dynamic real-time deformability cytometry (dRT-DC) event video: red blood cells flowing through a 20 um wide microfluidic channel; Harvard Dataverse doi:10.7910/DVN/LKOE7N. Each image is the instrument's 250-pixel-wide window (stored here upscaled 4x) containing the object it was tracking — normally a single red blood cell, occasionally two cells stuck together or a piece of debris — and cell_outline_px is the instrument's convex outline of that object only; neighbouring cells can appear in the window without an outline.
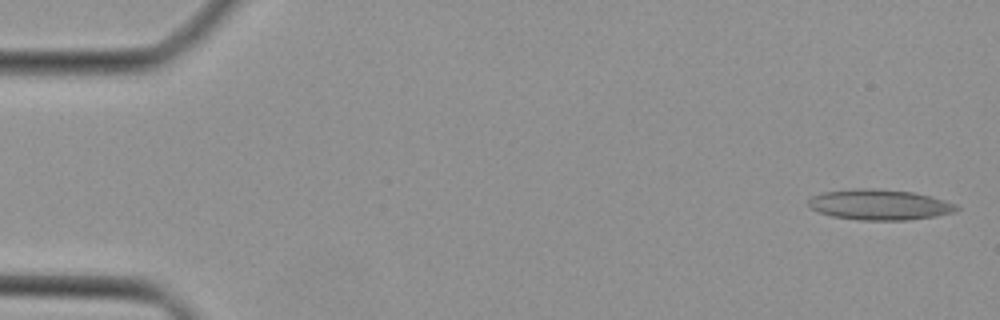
{"species": "Egyptian fruit bat (a non-hibernating species)", "species_latin": "Rousettus aegyptiacus", "temperature_condition": "cold", "stored_images_in_passage": 18, "camera_frame_rate_fps": 3000, "um_per_image_px": 0.085, "animal": {"sex": "female"}, "frame": {"image": 1, "passage_image": 1, "time_ms": 0.0, "image_size_px": [1000, 320], "cell_outline_px": [[960, 208], [956, 212], [936, 216], [904, 220], [860, 220], [832, 216], [808, 208], [808, 200], [812, 196], [824, 192], [856, 188], [872, 188], [912, 192], [944, 200], [956, 204]], "centroid_in_image_um": [74.75, 17.4], "position_along_channel_um": 10.3, "area_um2": 26.3}}
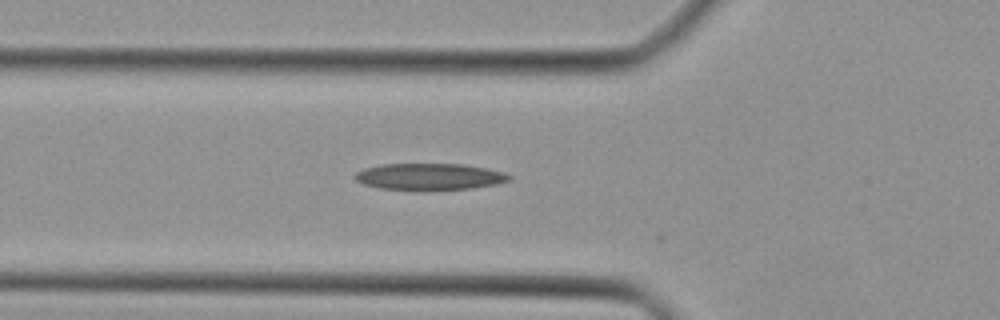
{"frame": {"image": 2, "passage_image": 15, "time_ms": 4.667, "image_size_px": [1000, 320], "cell_outline_px": [[512, 180], [496, 184], [472, 188], [380, 188], [364, 184], [356, 180], [352, 176], [356, 172], [364, 168], [380, 164], [460, 164], [484, 168], [504, 172], [512, 176]], "centroid_in_image_um": [36.5, 14.98], "position_along_channel_um": 89.3, "area_um2": 23.18}}
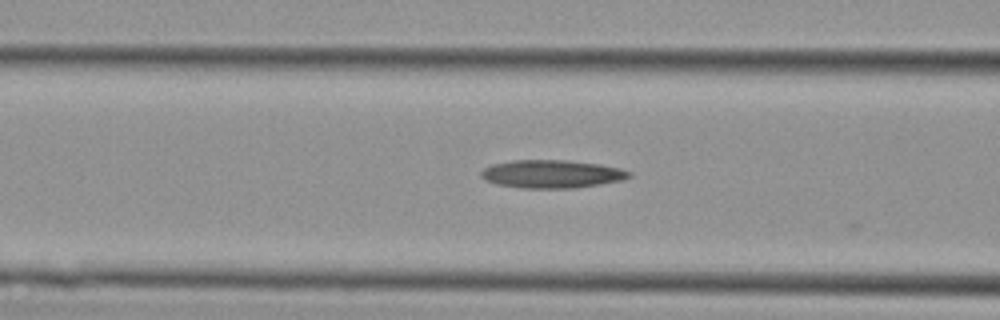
{"frame": {"image": 3, "passage_image": 17, "time_ms": 5.333, "image_size_px": [1000, 320], "cell_outline_px": [[632, 176], [620, 180], [600, 184], [576, 188], [524, 188], [496, 184], [484, 180], [480, 176], [480, 172], [484, 168], [492, 164], [512, 160], [564, 160], [600, 164], [620, 168], [632, 172]], "centroid_in_image_um": [46.88, 14.79], "position_along_channel_um": 119.7, "area_um2": 24.28}}